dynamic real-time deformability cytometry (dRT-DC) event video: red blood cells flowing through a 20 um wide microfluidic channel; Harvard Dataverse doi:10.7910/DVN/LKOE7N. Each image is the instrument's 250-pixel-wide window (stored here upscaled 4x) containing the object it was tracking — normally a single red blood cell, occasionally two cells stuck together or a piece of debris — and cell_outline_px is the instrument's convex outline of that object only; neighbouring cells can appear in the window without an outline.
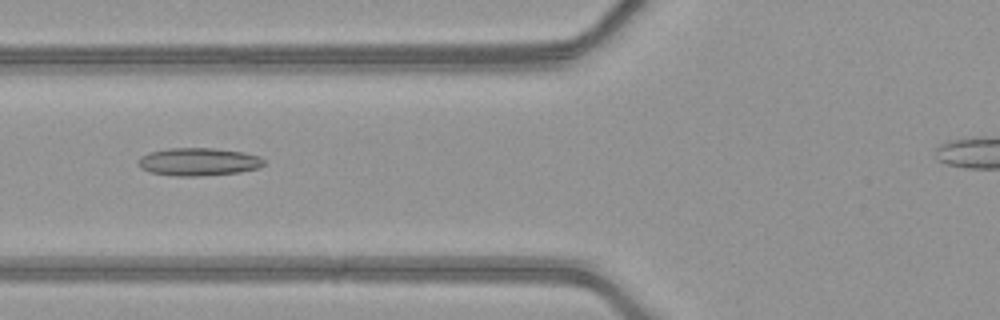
{"species": "common noctule bat (a hibernating species)", "species_latin": "Nyctalus noctula", "temperature_condition": "warm", "stored_images_in_passage": 31, "camera_frame_rate_fps": 3000, "um_per_image_px": 0.085, "animal": {"sex": "female", "body_mass_g": 21.9}, "frame": {"image": 1, "passage_image": 5, "time_ms": 1.333, "image_size_px": [1000, 320], "cell_outline_px": [[264, 164], [260, 168], [240, 172], [200, 176], [176, 176], [148, 172], [140, 168], [136, 164], [140, 156], [148, 152], [168, 148], [212, 148], [244, 152], [260, 156], [264, 160]], "centroid_in_image_um": [16.84, 13.75], "position_along_channel_um": 109.0, "area_um2": 20.69}}
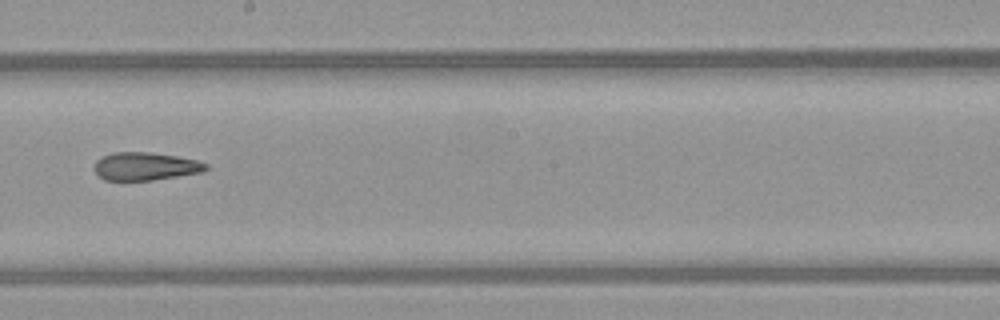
{"frame": {"image": 2, "passage_image": 14, "time_ms": 4.333, "image_size_px": [1000, 320], "cell_outline_px": [[208, 168], [204, 172], [152, 180], [104, 180], [96, 172], [96, 160], [112, 152], [152, 152], [176, 156], [196, 160], [208, 164]], "centroid_in_image_um": [12.4, 14.13], "position_along_channel_um": 235.8, "area_um2": 18.09}}
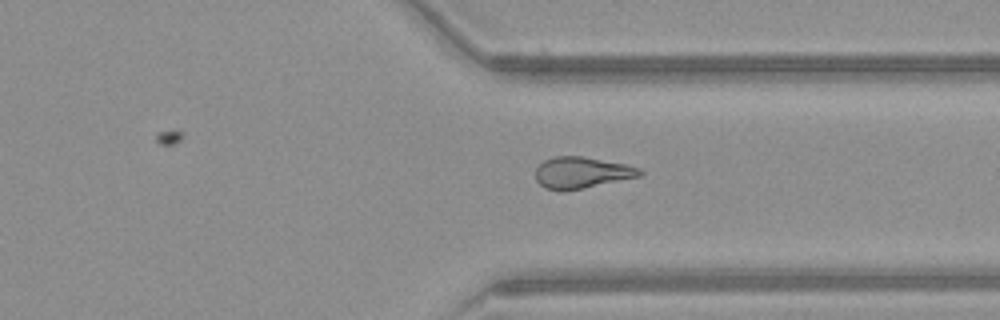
{"frame": {"image": 3, "passage_image": 23, "time_ms": 7.333, "image_size_px": [1000, 320], "cell_outline_px": [[644, 172], [640, 176], [584, 188], [544, 188], [536, 180], [536, 168], [544, 160], [556, 156], [584, 156], [628, 164], [640, 168]], "centroid_in_image_um": [49.5, 14.63], "position_along_channel_um": 361.9, "area_um2": 18.73}, "authors_computed_cell_mechanics": {"area_um2": 18.9006, "velocity_mm_per_s": 4.2105, "shape_relaxation_time_tau1_ms": null, "shape_relaxation_time_tau2_ms": 4.1523, "deformation_change_tau1": null, "deformation_change_tau2": 0.1567}}